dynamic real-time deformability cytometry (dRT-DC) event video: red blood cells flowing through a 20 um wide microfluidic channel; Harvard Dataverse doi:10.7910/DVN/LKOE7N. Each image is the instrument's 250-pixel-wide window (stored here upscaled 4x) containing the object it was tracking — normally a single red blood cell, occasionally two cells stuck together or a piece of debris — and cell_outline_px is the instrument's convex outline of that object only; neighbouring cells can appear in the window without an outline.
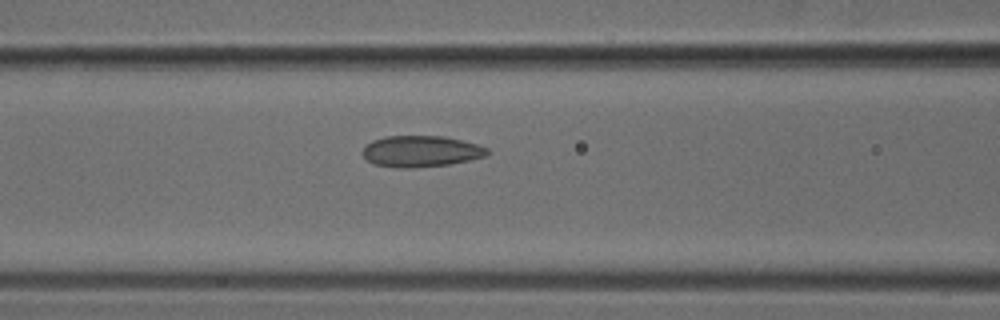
{"species": "common noctule bat (a hibernating species)", "species_latin": "Nyctalus noctula", "temperature_condition": "cold", "stored_images_in_passage": 6, "camera_frame_rate_fps": 3000, "um_per_image_px": 0.085, "animal": {"sex": "male", "body_mass_g": 18.8}, "frame": {"image": 1, "passage_image": 6, "time_ms": 1.667, "image_size_px": [1000, 320], "cell_outline_px": [[488, 152], [484, 156], [468, 160], [448, 164], [416, 168], [396, 168], [372, 164], [364, 156], [364, 148], [372, 140], [384, 136], [444, 136], [476, 144], [488, 148]], "centroid_in_image_um": [35.75, 12.86], "position_along_channel_um": 130.9, "area_um2": 22.54}}